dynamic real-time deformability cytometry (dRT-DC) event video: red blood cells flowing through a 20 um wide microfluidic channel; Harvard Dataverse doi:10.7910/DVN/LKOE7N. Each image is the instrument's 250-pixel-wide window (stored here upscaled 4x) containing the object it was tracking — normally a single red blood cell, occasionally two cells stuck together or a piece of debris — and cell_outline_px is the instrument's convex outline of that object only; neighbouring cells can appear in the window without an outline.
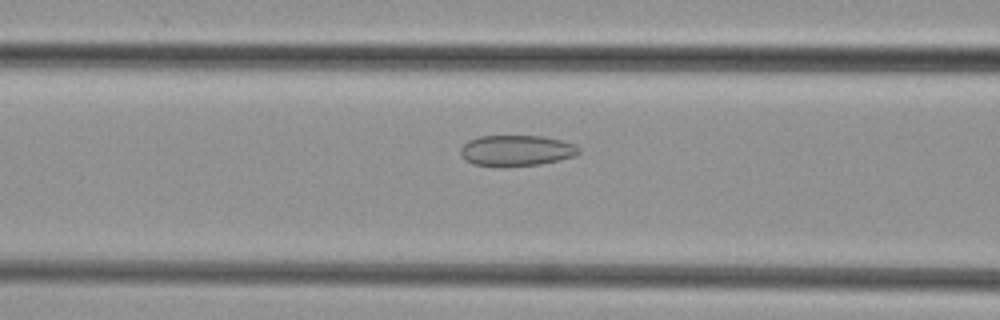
{"species": "common noctule bat (a hibernating species)", "species_latin": "Nyctalus noctula", "temperature_condition": "cold", "stored_images_in_passage": 37, "camera_frame_rate_fps": 3000, "um_per_image_px": 0.085, "animal": {"sex": "female", "body_mass_g": 29.2, "forearm_length_mm": 56.3}, "frame": {"image": 1, "passage_image": 13, "time_ms": 4.0, "image_size_px": [1000, 320], "cell_outline_px": [[580, 152], [576, 156], [560, 160], [540, 164], [504, 168], [500, 168], [472, 164], [464, 160], [460, 152], [460, 148], [468, 140], [480, 136], [544, 136], [564, 140], [576, 144], [580, 148]], "centroid_in_image_um": [43.91, 12.82], "position_along_channel_um": 122.7, "area_um2": 21.96}}
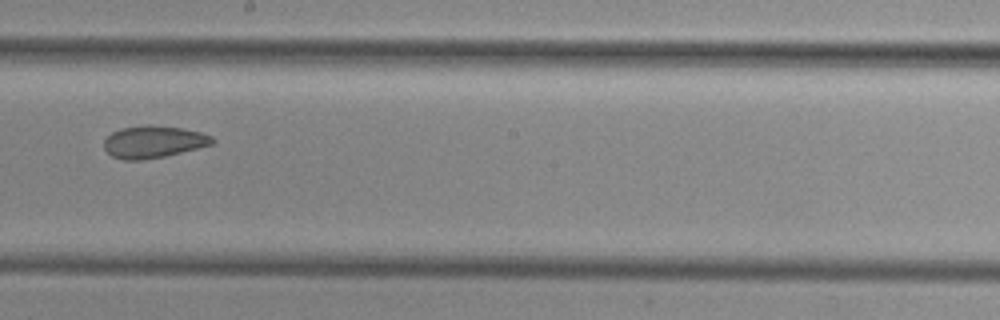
{"frame": {"image": 2, "passage_image": 21, "time_ms": 6.667, "image_size_px": [1000, 320], "cell_outline_px": [[216, 140], [212, 144], [164, 156], [144, 160], [124, 160], [112, 156], [104, 148], [104, 140], [112, 132], [120, 128], [144, 124], [152, 124], [180, 128], [200, 132], [212, 136]], "centroid_in_image_um": [13.01, 12.04], "position_along_channel_um": 235.2, "area_um2": 20.29}}
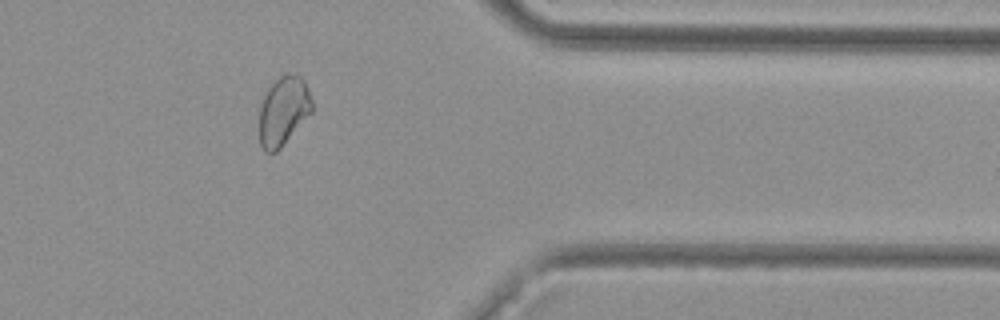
{"frame": {"image": 3, "passage_image": 33, "time_ms": 10.667, "image_size_px": [1000, 320], "cell_outline_px": [[312, 112], [280, 148], [276, 152], [264, 152], [260, 144], [260, 104], [268, 88], [280, 76], [300, 76], [304, 80], [308, 88], [312, 100]], "centroid_in_image_um": [24.09, 9.46], "position_along_channel_um": 387.3, "area_um2": 20.81}}